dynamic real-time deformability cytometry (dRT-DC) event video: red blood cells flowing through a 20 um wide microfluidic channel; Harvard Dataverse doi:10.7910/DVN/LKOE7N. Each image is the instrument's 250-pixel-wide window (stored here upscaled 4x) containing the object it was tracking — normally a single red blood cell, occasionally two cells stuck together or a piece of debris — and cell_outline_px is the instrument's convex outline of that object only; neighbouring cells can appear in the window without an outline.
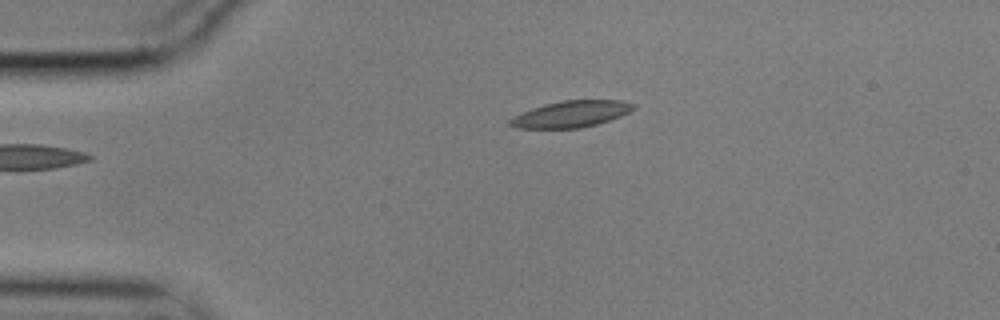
{"species": "common noctule bat (a hibernating species)", "species_latin": "Nyctalus noctula", "temperature_condition": "cold", "stored_images_in_passage": 46, "camera_frame_rate_fps": 3000, "um_per_image_px": 0.085, "animal": {"sex": "male", "body_mass_g": 17.9}, "frame": {"image": 1, "passage_image": 1, "time_ms": 0.0, "image_size_px": [1000, 320], "cell_outline_px": [[636, 108], [620, 116], [596, 124], [580, 128], [516, 128], [508, 124], [508, 120], [532, 108], [544, 104], [560, 100], [620, 100], [636, 104]], "centroid_in_image_um": [48.55, 9.68], "position_along_channel_um": 36.4, "area_um2": 18.9}}
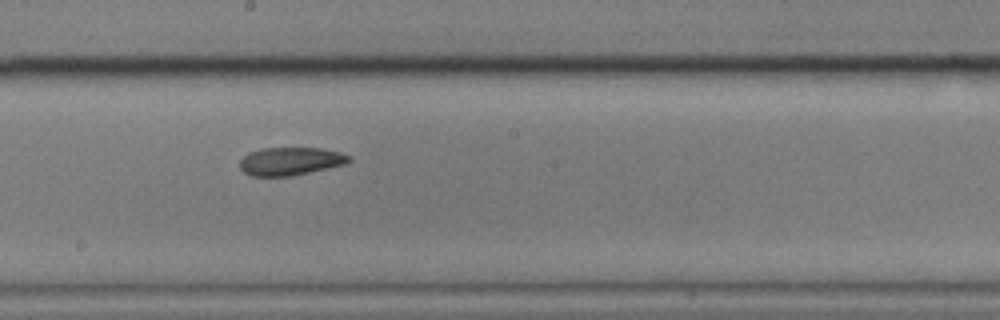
{"frame": {"image": 2, "passage_image": 20, "time_ms": 6.333, "image_size_px": [1000, 320], "cell_outline_px": [[352, 160], [344, 164], [292, 176], [252, 176], [244, 172], [240, 168], [240, 160], [248, 152], [264, 148], [320, 148], [340, 152], [352, 156]], "centroid_in_image_um": [24.69, 13.7], "position_along_channel_um": 223.5, "area_um2": 17.8}}
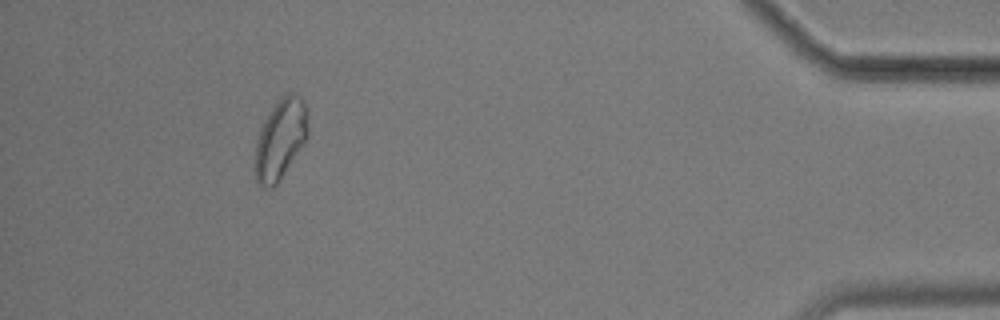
{"frame": {"image": 3, "passage_image": 41, "time_ms": 13.333, "image_size_px": [1000, 320], "cell_outline_px": [[308, 132], [304, 140], [276, 184], [272, 188], [260, 188], [256, 180], [252, 168], [256, 140], [260, 128], [268, 112], [288, 92], [292, 92], [300, 96], [304, 100], [308, 108]], "centroid_in_image_um": [23.78, 11.83], "position_along_channel_um": 411.4, "area_um2": 24.8}, "authors_computed_cell_mechanics": {"area_um2": 19.1607, "velocity_mm_per_s": 3.5019, "shape_relaxation_time_tau1_ms": null, "shape_relaxation_time_tau2_ms": 3.2477, "deformation_change_tau1": null, "deformation_change_tau2": 0.0822}}